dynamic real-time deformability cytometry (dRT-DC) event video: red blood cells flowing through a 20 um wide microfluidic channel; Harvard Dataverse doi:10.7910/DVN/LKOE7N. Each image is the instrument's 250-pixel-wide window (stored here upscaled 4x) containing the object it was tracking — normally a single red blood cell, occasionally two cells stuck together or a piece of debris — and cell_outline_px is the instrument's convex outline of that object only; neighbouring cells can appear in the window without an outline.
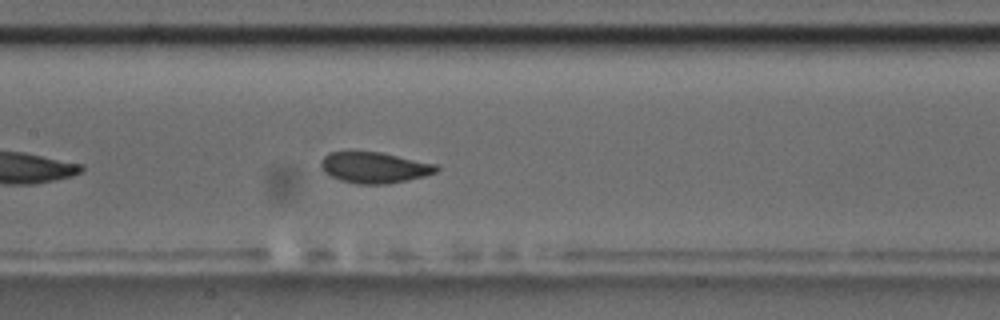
{"species": "common noctule bat (a hibernating species)", "species_latin": "Nyctalus noctula", "temperature_condition": "room temperature", "stored_images_in_passage": 39, "camera_frame_rate_fps": 3000, "um_per_image_px": 0.085, "animal": {"sex": "male", "body_mass_g": 17.5, "forearm_length_mm": 52.3}, "frame": {"image": 1, "passage_image": 12, "time_ms": 3.667, "image_size_px": [1000, 320], "cell_outline_px": [[440, 168], [436, 172], [424, 176], [408, 180], [388, 184], [356, 184], [340, 180], [324, 172], [320, 168], [320, 160], [328, 152], [380, 152], [436, 164]], "centroid_in_image_um": [31.8, 14.25], "position_along_channel_um": 175.6, "area_um2": 20.87}, "authors_computed_cell_mechanics": {"area_um2": 21.386, "velocity_mm_per_s": 3.627, "shape_relaxation_time_tau1_ms": 4.3298, "shape_relaxation_time_tau2_ms": 1.6127, "deformation_change_tau1": 0.1198, "deformation_change_tau2": 0.0437}}